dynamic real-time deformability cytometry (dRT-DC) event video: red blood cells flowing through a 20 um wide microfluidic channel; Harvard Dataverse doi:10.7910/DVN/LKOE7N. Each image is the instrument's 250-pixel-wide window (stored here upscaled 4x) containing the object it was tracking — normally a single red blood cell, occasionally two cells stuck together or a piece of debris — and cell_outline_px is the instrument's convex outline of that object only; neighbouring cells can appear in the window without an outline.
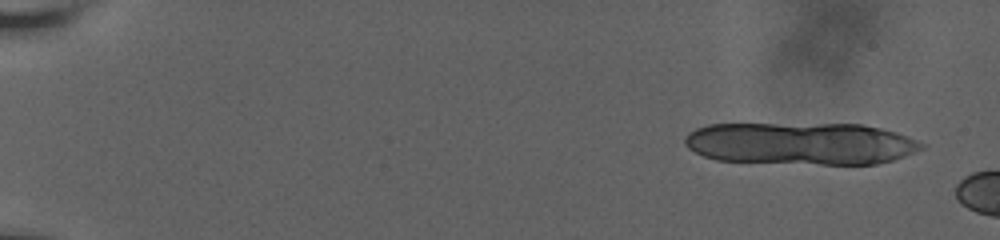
{"species": "human", "species_latin": "Homo sapiens", "temperature_condition": "room temperature", "stored_images_in_passage": 8, "camera_frame_rate_fps": 3000, "um_per_image_px": 0.085, "donor": {"sex": "male"}, "frame": {"image": 1, "passage_image": 1, "time_ms": 0.0, "image_size_px": [1000, 240], "cell_outline_px": [[928, 144], [924, 148], [904, 156], [892, 160], [876, 164], [820, 164], [716, 160], [704, 156], [688, 148], [684, 144], [684, 136], [688, 132], [696, 128], [708, 124], [864, 124], [896, 132], [908, 136]], "centroid_in_image_um": [68.08, 12.19], "position_along_channel_um": 16.9, "area_um2": 58.67}}